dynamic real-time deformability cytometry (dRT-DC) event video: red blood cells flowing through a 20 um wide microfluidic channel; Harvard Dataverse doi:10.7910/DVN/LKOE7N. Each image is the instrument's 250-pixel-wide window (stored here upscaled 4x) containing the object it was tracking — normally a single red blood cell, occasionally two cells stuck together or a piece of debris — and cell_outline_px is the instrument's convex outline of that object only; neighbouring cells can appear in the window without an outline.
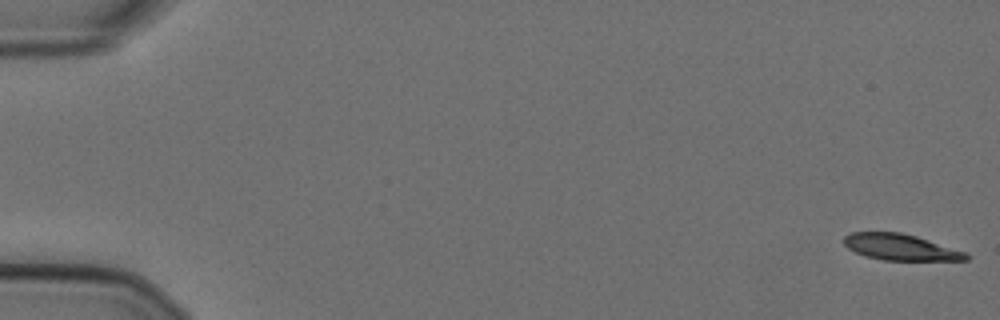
{"species": "Egyptian fruit bat (a non-hibernating species)", "species_latin": "Rousettus aegyptiacus", "temperature_condition": "cold", "stored_images_in_passage": 56, "camera_frame_rate_fps": 3000, "um_per_image_px": 0.085, "animal": {"sex": "female"}, "frame": {"image": 1, "passage_image": 1, "time_ms": 0.0, "image_size_px": [1000, 320], "cell_outline_px": [[968, 260], [884, 260], [864, 256], [848, 248], [844, 244], [844, 236], [852, 232], [900, 232], [916, 236], [964, 252], [968, 256]], "centroid_in_image_um": [76.48, 21.0], "position_along_channel_um": 8.5, "area_um2": 18.32}}
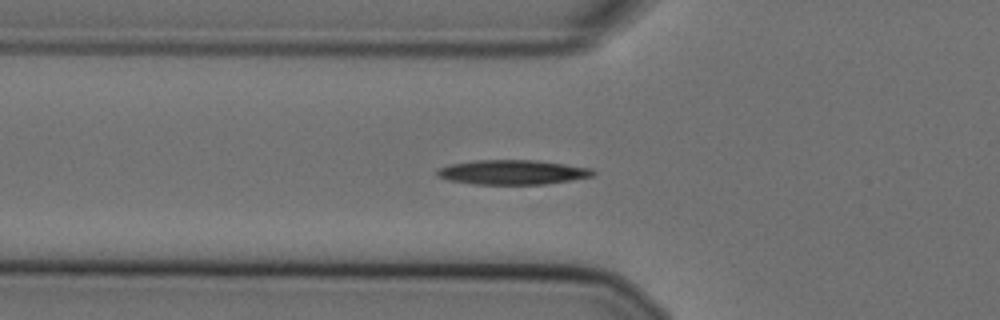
{"frame": {"image": 2, "passage_image": 20, "time_ms": 6.333, "image_size_px": [1000, 320], "cell_outline_px": [[596, 172], [592, 176], [544, 184], [472, 184], [452, 180], [440, 176], [436, 172], [440, 168], [452, 164], [476, 160], [536, 160], [592, 168]], "centroid_in_image_um": [43.6, 14.63], "position_along_channel_um": 82.2, "area_um2": 21.91}}
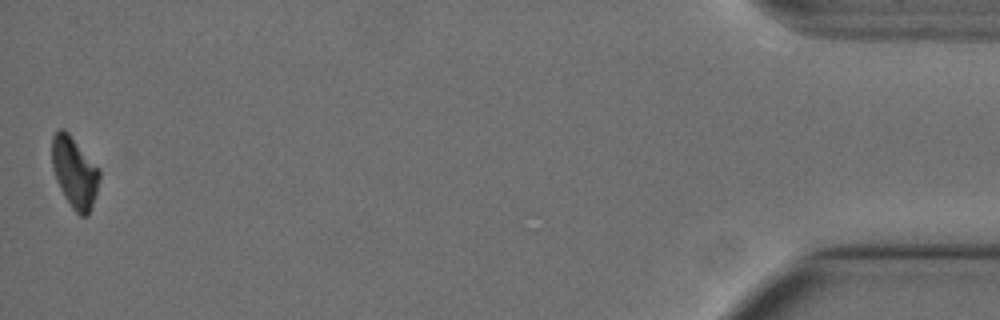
{"frame": {"image": 3, "passage_image": 56, "time_ms": 18.333, "image_size_px": [1000, 320], "cell_outline_px": [[100, 180], [88, 216], [80, 216], [72, 208], [64, 196], [56, 180], [52, 168], [52, 136], [60, 128], [64, 128], [68, 132], [100, 168]], "centroid_in_image_um": [6.34, 14.63], "position_along_channel_um": 428.9, "area_um2": 19.71}, "authors_computed_cell_mechanics": {"area_um2": 21.0681, "velocity_mm_per_s": 3.6073, "shape_relaxation_time_tau1_ms": 9.0289, "shape_relaxation_time_tau2_ms": null, "deformation_change_tau1": 0.1985, "deformation_change_tau2": null}}